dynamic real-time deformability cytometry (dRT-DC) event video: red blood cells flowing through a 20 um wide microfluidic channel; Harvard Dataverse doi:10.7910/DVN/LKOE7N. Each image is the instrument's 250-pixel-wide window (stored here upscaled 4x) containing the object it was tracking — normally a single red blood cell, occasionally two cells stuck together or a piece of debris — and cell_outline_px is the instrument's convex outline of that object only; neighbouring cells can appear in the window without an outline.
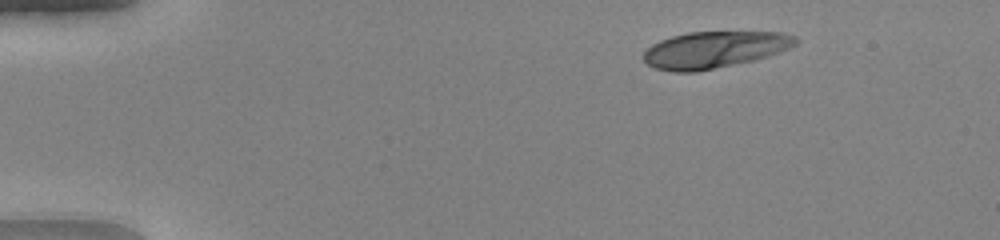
{"species": "human", "species_latin": "Homo sapiens", "temperature_condition": "warm", "stored_images_in_passage": 50, "camera_frame_rate_fps": 3000, "um_per_image_px": 0.085, "donor": {"sex": "female"}, "frame": {"image": 1, "passage_image": 7, "time_ms": 2.0, "image_size_px": [1000, 240], "cell_outline_px": [[800, 40], [796, 44], [780, 52], [752, 60], [696, 72], [672, 72], [656, 68], [648, 64], [644, 60], [644, 52], [652, 44], [660, 40], [672, 36], [688, 32], [784, 32], [796, 36]], "centroid_in_image_um": [60.73, 4.21], "position_along_channel_um": 24.3, "area_um2": 32.31}}
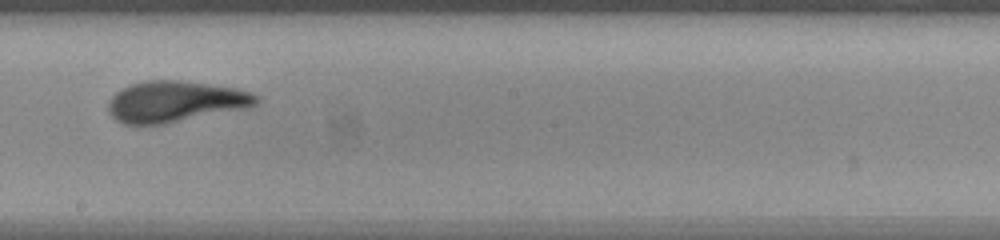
{"frame": {"image": 2, "passage_image": 29, "time_ms": 9.333, "image_size_px": [1000, 240], "cell_outline_px": [[260, 100], [256, 104], [248, 108], [164, 124], [124, 124], [116, 120], [108, 112], [108, 100], [120, 88], [144, 80], [180, 80], [236, 88], [252, 92], [260, 96]], "centroid_in_image_um": [14.9, 8.63], "position_along_channel_um": 233.3, "area_um2": 35.72}}
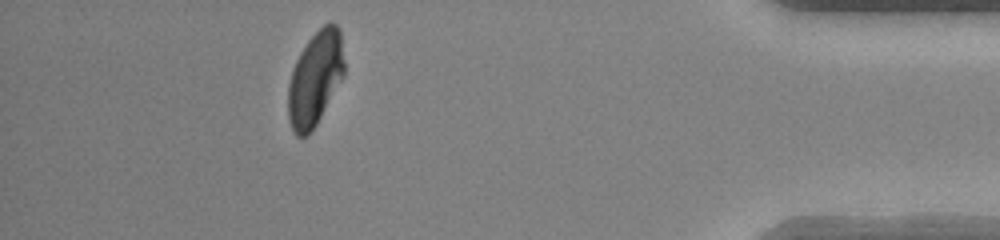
{"frame": {"image": 3, "passage_image": 45, "time_ms": 14.667, "image_size_px": [1000, 240], "cell_outline_px": [[344, 76], [316, 124], [308, 136], [296, 136], [292, 132], [288, 120], [288, 84], [292, 68], [300, 52], [308, 40], [324, 24], [332, 20], [340, 28], [344, 60]], "centroid_in_image_um": [26.78, 6.67], "position_along_channel_um": 408.4, "area_um2": 31.1}, "authors_computed_cell_mechanics": {"area_um2": 33.8997, "velocity_mm_per_s": 4.1294, "shape_relaxation_time_tau1_ms": 4.8801, "shape_relaxation_time_tau2_ms": 0.7894, "deformation_change_tau1": 0.2514, "deformation_change_tau2": 0.0609}}